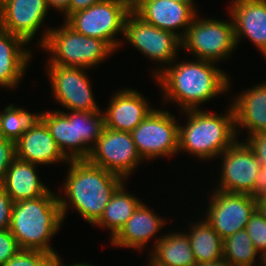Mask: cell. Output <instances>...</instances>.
<instances>
[{"mask_svg": "<svg viewBox=\"0 0 266 266\" xmlns=\"http://www.w3.org/2000/svg\"><path fill=\"white\" fill-rule=\"evenodd\" d=\"M215 64L199 59L178 63L174 60L154 78L163 92L164 104L177 103L180 112L200 109L201 104L227 93L231 88L229 75Z\"/></svg>", "mask_w": 266, "mask_h": 266, "instance_id": "obj_1", "label": "cell"}, {"mask_svg": "<svg viewBox=\"0 0 266 266\" xmlns=\"http://www.w3.org/2000/svg\"><path fill=\"white\" fill-rule=\"evenodd\" d=\"M68 165L66 181L62 185L64 191H61L65 196L58 194L63 221L68 208L73 206L87 223L94 225L113 193L125 180L88 160H69Z\"/></svg>", "mask_w": 266, "mask_h": 266, "instance_id": "obj_2", "label": "cell"}, {"mask_svg": "<svg viewBox=\"0 0 266 266\" xmlns=\"http://www.w3.org/2000/svg\"><path fill=\"white\" fill-rule=\"evenodd\" d=\"M55 193L50 189L38 198L13 203L9 230L20 249L42 251L51 257L59 255L50 243L63 223Z\"/></svg>", "mask_w": 266, "mask_h": 266, "instance_id": "obj_3", "label": "cell"}, {"mask_svg": "<svg viewBox=\"0 0 266 266\" xmlns=\"http://www.w3.org/2000/svg\"><path fill=\"white\" fill-rule=\"evenodd\" d=\"M183 112L188 121L184 126L179 125L178 152L184 151L202 161L211 160L218 158L237 140L234 112L230 104L228 111L222 115L202 109Z\"/></svg>", "mask_w": 266, "mask_h": 266, "instance_id": "obj_4", "label": "cell"}, {"mask_svg": "<svg viewBox=\"0 0 266 266\" xmlns=\"http://www.w3.org/2000/svg\"><path fill=\"white\" fill-rule=\"evenodd\" d=\"M59 28H45L38 46L49 52L46 62L65 67L92 69L114 53L104 40L75 32L65 22Z\"/></svg>", "mask_w": 266, "mask_h": 266, "instance_id": "obj_5", "label": "cell"}, {"mask_svg": "<svg viewBox=\"0 0 266 266\" xmlns=\"http://www.w3.org/2000/svg\"><path fill=\"white\" fill-rule=\"evenodd\" d=\"M195 16L184 37L181 39L182 49H185L193 58L218 63L231 58L237 47L235 40L234 23L214 18H200ZM199 17V18H198Z\"/></svg>", "mask_w": 266, "mask_h": 266, "instance_id": "obj_6", "label": "cell"}, {"mask_svg": "<svg viewBox=\"0 0 266 266\" xmlns=\"http://www.w3.org/2000/svg\"><path fill=\"white\" fill-rule=\"evenodd\" d=\"M132 7L123 0H102L71 14L65 21L75 32L106 41L115 52L122 46L117 34H123L125 20Z\"/></svg>", "mask_w": 266, "mask_h": 266, "instance_id": "obj_7", "label": "cell"}, {"mask_svg": "<svg viewBox=\"0 0 266 266\" xmlns=\"http://www.w3.org/2000/svg\"><path fill=\"white\" fill-rule=\"evenodd\" d=\"M130 133L143 160L179 153V121L168 110L154 108Z\"/></svg>", "mask_w": 266, "mask_h": 266, "instance_id": "obj_8", "label": "cell"}, {"mask_svg": "<svg viewBox=\"0 0 266 266\" xmlns=\"http://www.w3.org/2000/svg\"><path fill=\"white\" fill-rule=\"evenodd\" d=\"M123 37L145 57L158 62V65L163 67L153 71V78L174 60H177L178 49L182 48L179 36L146 23L133 11L128 14L125 20Z\"/></svg>", "mask_w": 266, "mask_h": 266, "instance_id": "obj_9", "label": "cell"}, {"mask_svg": "<svg viewBox=\"0 0 266 266\" xmlns=\"http://www.w3.org/2000/svg\"><path fill=\"white\" fill-rule=\"evenodd\" d=\"M46 72L52 87V97L66 111H102L93 95L86 68L46 64Z\"/></svg>", "mask_w": 266, "mask_h": 266, "instance_id": "obj_10", "label": "cell"}, {"mask_svg": "<svg viewBox=\"0 0 266 266\" xmlns=\"http://www.w3.org/2000/svg\"><path fill=\"white\" fill-rule=\"evenodd\" d=\"M87 160L95 166L121 176L124 180L131 176L142 161L144 162L130 132L106 127Z\"/></svg>", "mask_w": 266, "mask_h": 266, "instance_id": "obj_11", "label": "cell"}, {"mask_svg": "<svg viewBox=\"0 0 266 266\" xmlns=\"http://www.w3.org/2000/svg\"><path fill=\"white\" fill-rule=\"evenodd\" d=\"M205 220L225 239L244 230L256 210L255 198L249 194L211 190ZM207 216V217H206Z\"/></svg>", "mask_w": 266, "mask_h": 266, "instance_id": "obj_12", "label": "cell"}, {"mask_svg": "<svg viewBox=\"0 0 266 266\" xmlns=\"http://www.w3.org/2000/svg\"><path fill=\"white\" fill-rule=\"evenodd\" d=\"M222 159L221 176L217 190L249 194L253 197L255 178L260 172L261 162L245 141L236 140L218 158Z\"/></svg>", "mask_w": 266, "mask_h": 266, "instance_id": "obj_13", "label": "cell"}, {"mask_svg": "<svg viewBox=\"0 0 266 266\" xmlns=\"http://www.w3.org/2000/svg\"><path fill=\"white\" fill-rule=\"evenodd\" d=\"M132 11L146 23L181 39L198 13L195 5L180 0H138Z\"/></svg>", "mask_w": 266, "mask_h": 266, "instance_id": "obj_14", "label": "cell"}, {"mask_svg": "<svg viewBox=\"0 0 266 266\" xmlns=\"http://www.w3.org/2000/svg\"><path fill=\"white\" fill-rule=\"evenodd\" d=\"M45 0H1L0 29L22 38L28 45L48 16Z\"/></svg>", "mask_w": 266, "mask_h": 266, "instance_id": "obj_15", "label": "cell"}, {"mask_svg": "<svg viewBox=\"0 0 266 266\" xmlns=\"http://www.w3.org/2000/svg\"><path fill=\"white\" fill-rule=\"evenodd\" d=\"M136 89H120L112 95L103 111L105 127L117 131H133L154 108Z\"/></svg>", "mask_w": 266, "mask_h": 266, "instance_id": "obj_16", "label": "cell"}, {"mask_svg": "<svg viewBox=\"0 0 266 266\" xmlns=\"http://www.w3.org/2000/svg\"><path fill=\"white\" fill-rule=\"evenodd\" d=\"M229 14L234 23L235 40L248 38L266 59V0H231Z\"/></svg>", "mask_w": 266, "mask_h": 266, "instance_id": "obj_17", "label": "cell"}, {"mask_svg": "<svg viewBox=\"0 0 266 266\" xmlns=\"http://www.w3.org/2000/svg\"><path fill=\"white\" fill-rule=\"evenodd\" d=\"M15 150L18 159L37 165L68 163L69 161L40 118L21 135L15 143Z\"/></svg>", "mask_w": 266, "mask_h": 266, "instance_id": "obj_18", "label": "cell"}, {"mask_svg": "<svg viewBox=\"0 0 266 266\" xmlns=\"http://www.w3.org/2000/svg\"><path fill=\"white\" fill-rule=\"evenodd\" d=\"M231 106L237 137L240 128L249 132L248 137L266 132V81L242 90L233 98Z\"/></svg>", "mask_w": 266, "mask_h": 266, "instance_id": "obj_19", "label": "cell"}, {"mask_svg": "<svg viewBox=\"0 0 266 266\" xmlns=\"http://www.w3.org/2000/svg\"><path fill=\"white\" fill-rule=\"evenodd\" d=\"M143 202L137 207L120 231L110 239L115 247L139 249L140 252L159 230L165 226L166 219Z\"/></svg>", "mask_w": 266, "mask_h": 266, "instance_id": "obj_20", "label": "cell"}, {"mask_svg": "<svg viewBox=\"0 0 266 266\" xmlns=\"http://www.w3.org/2000/svg\"><path fill=\"white\" fill-rule=\"evenodd\" d=\"M26 44L22 38L0 29V87L13 90L23 79L32 58Z\"/></svg>", "mask_w": 266, "mask_h": 266, "instance_id": "obj_21", "label": "cell"}, {"mask_svg": "<svg viewBox=\"0 0 266 266\" xmlns=\"http://www.w3.org/2000/svg\"><path fill=\"white\" fill-rule=\"evenodd\" d=\"M36 166L17 157L11 162L1 185L13 202L35 199L50 190L41 181Z\"/></svg>", "mask_w": 266, "mask_h": 266, "instance_id": "obj_22", "label": "cell"}, {"mask_svg": "<svg viewBox=\"0 0 266 266\" xmlns=\"http://www.w3.org/2000/svg\"><path fill=\"white\" fill-rule=\"evenodd\" d=\"M148 266H196L197 261L186 231L166 233L155 238Z\"/></svg>", "mask_w": 266, "mask_h": 266, "instance_id": "obj_23", "label": "cell"}, {"mask_svg": "<svg viewBox=\"0 0 266 266\" xmlns=\"http://www.w3.org/2000/svg\"><path fill=\"white\" fill-rule=\"evenodd\" d=\"M40 119L48 127L57 146L68 160H81V139H77L76 111L40 112Z\"/></svg>", "mask_w": 266, "mask_h": 266, "instance_id": "obj_24", "label": "cell"}, {"mask_svg": "<svg viewBox=\"0 0 266 266\" xmlns=\"http://www.w3.org/2000/svg\"><path fill=\"white\" fill-rule=\"evenodd\" d=\"M123 182L113 193L106 205L100 219L93 225L110 230L112 239L132 216L137 207L142 203L134 194H128L126 184ZM127 191V192H126Z\"/></svg>", "mask_w": 266, "mask_h": 266, "instance_id": "obj_25", "label": "cell"}, {"mask_svg": "<svg viewBox=\"0 0 266 266\" xmlns=\"http://www.w3.org/2000/svg\"><path fill=\"white\" fill-rule=\"evenodd\" d=\"M189 238L192 251L197 263H206L223 258V239L204 219L188 224Z\"/></svg>", "mask_w": 266, "mask_h": 266, "instance_id": "obj_26", "label": "cell"}, {"mask_svg": "<svg viewBox=\"0 0 266 266\" xmlns=\"http://www.w3.org/2000/svg\"><path fill=\"white\" fill-rule=\"evenodd\" d=\"M222 246L223 258L232 266H253L256 263L257 256L260 257L257 261L258 264L264 266L262 255L258 254L259 252L245 229L223 239Z\"/></svg>", "mask_w": 266, "mask_h": 266, "instance_id": "obj_27", "label": "cell"}, {"mask_svg": "<svg viewBox=\"0 0 266 266\" xmlns=\"http://www.w3.org/2000/svg\"><path fill=\"white\" fill-rule=\"evenodd\" d=\"M103 111H76L77 139H81V160H87L105 129Z\"/></svg>", "mask_w": 266, "mask_h": 266, "instance_id": "obj_28", "label": "cell"}, {"mask_svg": "<svg viewBox=\"0 0 266 266\" xmlns=\"http://www.w3.org/2000/svg\"><path fill=\"white\" fill-rule=\"evenodd\" d=\"M39 113H31L22 107H17L13 104H8L3 109L1 121L2 137L16 143L21 135L28 130L38 119Z\"/></svg>", "mask_w": 266, "mask_h": 266, "instance_id": "obj_29", "label": "cell"}, {"mask_svg": "<svg viewBox=\"0 0 266 266\" xmlns=\"http://www.w3.org/2000/svg\"><path fill=\"white\" fill-rule=\"evenodd\" d=\"M245 230L259 254H266V219L257 210L251 215Z\"/></svg>", "mask_w": 266, "mask_h": 266, "instance_id": "obj_30", "label": "cell"}, {"mask_svg": "<svg viewBox=\"0 0 266 266\" xmlns=\"http://www.w3.org/2000/svg\"><path fill=\"white\" fill-rule=\"evenodd\" d=\"M50 258L42 251L20 249L4 266H44Z\"/></svg>", "mask_w": 266, "mask_h": 266, "instance_id": "obj_31", "label": "cell"}, {"mask_svg": "<svg viewBox=\"0 0 266 266\" xmlns=\"http://www.w3.org/2000/svg\"><path fill=\"white\" fill-rule=\"evenodd\" d=\"M19 250L16 239L10 230H0V266H4Z\"/></svg>", "mask_w": 266, "mask_h": 266, "instance_id": "obj_32", "label": "cell"}, {"mask_svg": "<svg viewBox=\"0 0 266 266\" xmlns=\"http://www.w3.org/2000/svg\"><path fill=\"white\" fill-rule=\"evenodd\" d=\"M15 157V143L4 137H0V185L4 180L7 169Z\"/></svg>", "mask_w": 266, "mask_h": 266, "instance_id": "obj_33", "label": "cell"}, {"mask_svg": "<svg viewBox=\"0 0 266 266\" xmlns=\"http://www.w3.org/2000/svg\"><path fill=\"white\" fill-rule=\"evenodd\" d=\"M13 201L0 185V230L9 229Z\"/></svg>", "mask_w": 266, "mask_h": 266, "instance_id": "obj_34", "label": "cell"}, {"mask_svg": "<svg viewBox=\"0 0 266 266\" xmlns=\"http://www.w3.org/2000/svg\"><path fill=\"white\" fill-rule=\"evenodd\" d=\"M244 141L249 145L255 156L260 160L261 165H266V132L249 136Z\"/></svg>", "mask_w": 266, "mask_h": 266, "instance_id": "obj_35", "label": "cell"}, {"mask_svg": "<svg viewBox=\"0 0 266 266\" xmlns=\"http://www.w3.org/2000/svg\"><path fill=\"white\" fill-rule=\"evenodd\" d=\"M266 193V165H262L260 172L255 178V184L253 189V197L256 198L259 195Z\"/></svg>", "mask_w": 266, "mask_h": 266, "instance_id": "obj_36", "label": "cell"}, {"mask_svg": "<svg viewBox=\"0 0 266 266\" xmlns=\"http://www.w3.org/2000/svg\"><path fill=\"white\" fill-rule=\"evenodd\" d=\"M47 7L49 10L56 9L55 11L62 12L64 16V20H66L69 17V3L70 0H45Z\"/></svg>", "mask_w": 266, "mask_h": 266, "instance_id": "obj_37", "label": "cell"}, {"mask_svg": "<svg viewBox=\"0 0 266 266\" xmlns=\"http://www.w3.org/2000/svg\"><path fill=\"white\" fill-rule=\"evenodd\" d=\"M102 0H70L69 16L75 12L87 9L88 7Z\"/></svg>", "mask_w": 266, "mask_h": 266, "instance_id": "obj_38", "label": "cell"}, {"mask_svg": "<svg viewBox=\"0 0 266 266\" xmlns=\"http://www.w3.org/2000/svg\"><path fill=\"white\" fill-rule=\"evenodd\" d=\"M256 210L266 219V193L255 198Z\"/></svg>", "mask_w": 266, "mask_h": 266, "instance_id": "obj_39", "label": "cell"}, {"mask_svg": "<svg viewBox=\"0 0 266 266\" xmlns=\"http://www.w3.org/2000/svg\"><path fill=\"white\" fill-rule=\"evenodd\" d=\"M196 266H232L226 259L221 258L206 263H197Z\"/></svg>", "mask_w": 266, "mask_h": 266, "instance_id": "obj_40", "label": "cell"}, {"mask_svg": "<svg viewBox=\"0 0 266 266\" xmlns=\"http://www.w3.org/2000/svg\"><path fill=\"white\" fill-rule=\"evenodd\" d=\"M61 256L60 255H56V256H54L53 257V266H94V265H92L91 263H73V264H68V265H64L65 263H63L61 260V258H60Z\"/></svg>", "mask_w": 266, "mask_h": 266, "instance_id": "obj_41", "label": "cell"}, {"mask_svg": "<svg viewBox=\"0 0 266 266\" xmlns=\"http://www.w3.org/2000/svg\"><path fill=\"white\" fill-rule=\"evenodd\" d=\"M127 2L131 7L138 1V0H123Z\"/></svg>", "mask_w": 266, "mask_h": 266, "instance_id": "obj_42", "label": "cell"}, {"mask_svg": "<svg viewBox=\"0 0 266 266\" xmlns=\"http://www.w3.org/2000/svg\"><path fill=\"white\" fill-rule=\"evenodd\" d=\"M44 266H53V257Z\"/></svg>", "mask_w": 266, "mask_h": 266, "instance_id": "obj_43", "label": "cell"}, {"mask_svg": "<svg viewBox=\"0 0 266 266\" xmlns=\"http://www.w3.org/2000/svg\"><path fill=\"white\" fill-rule=\"evenodd\" d=\"M2 116H3V111L0 112V137H2V135H1V121H2Z\"/></svg>", "mask_w": 266, "mask_h": 266, "instance_id": "obj_44", "label": "cell"}, {"mask_svg": "<svg viewBox=\"0 0 266 266\" xmlns=\"http://www.w3.org/2000/svg\"><path fill=\"white\" fill-rule=\"evenodd\" d=\"M180 1L188 2V3H192L193 5H195V4H194V2H195L194 0H180Z\"/></svg>", "mask_w": 266, "mask_h": 266, "instance_id": "obj_45", "label": "cell"}, {"mask_svg": "<svg viewBox=\"0 0 266 266\" xmlns=\"http://www.w3.org/2000/svg\"><path fill=\"white\" fill-rule=\"evenodd\" d=\"M262 261L264 263V266H266V254L262 257Z\"/></svg>", "mask_w": 266, "mask_h": 266, "instance_id": "obj_46", "label": "cell"}]
</instances>
